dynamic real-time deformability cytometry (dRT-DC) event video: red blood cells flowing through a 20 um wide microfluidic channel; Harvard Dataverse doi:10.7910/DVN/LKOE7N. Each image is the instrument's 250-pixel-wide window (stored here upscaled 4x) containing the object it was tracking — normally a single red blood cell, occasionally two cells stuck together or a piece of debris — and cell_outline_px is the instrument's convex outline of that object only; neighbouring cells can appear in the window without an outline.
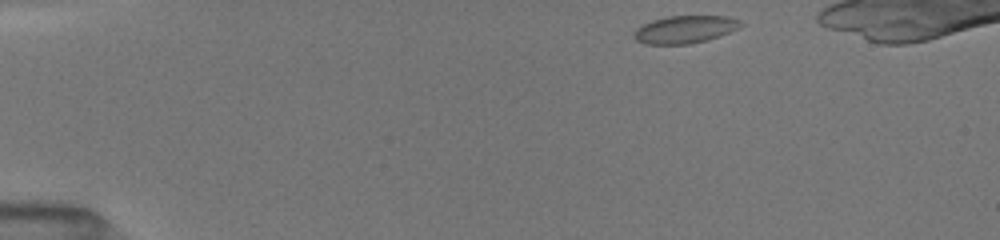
{"species": "common noctule bat (a hibernating species)", "species_latin": "Nyctalus noctula", "temperature_condition": "room temperature", "stored_images_in_passage": 43, "camera_frame_rate_fps": 3000, "um_per_image_px": 0.085, "animal": {"sex": "female", "body_mass_g": 19.5, "forearm_length_mm": 54.1}, "frame": {"image": 1, "passage_image": 1, "time_ms": 0.0, "image_size_px": [1000, 240], "cell_outline_px": [[744, 24], [720, 36], [708, 40], [688, 44], [644, 44], [636, 40], [632, 36], [636, 28], [652, 20], [668, 16], [728, 16], [740, 20]], "centroid_in_image_um": [58.2, 2.5], "position_along_channel_um": 26.8, "area_um2": 17.17}}
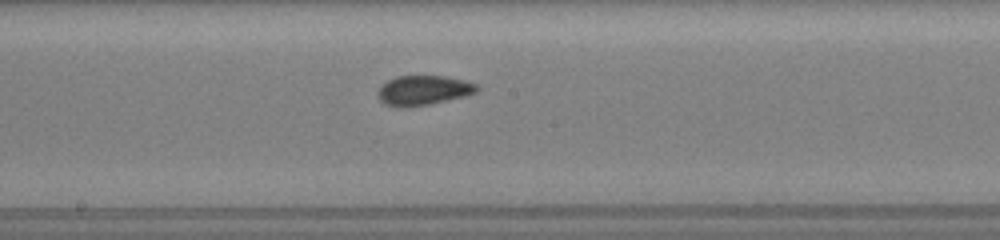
{"frame": {"image": 2, "passage_image": 23, "time_ms": 6.667, "image_size_px": [1000, 240], "cell_outline_px": [[480, 88], [476, 92], [464, 96], [428, 104], [396, 108], [384, 104], [376, 96], [376, 92], [380, 84], [396, 76], [444, 76], [464, 80], [476, 84]], "centroid_in_image_um": [35.91, 7.67], "position_along_channel_um": 212.3, "area_um2": 17.22}}
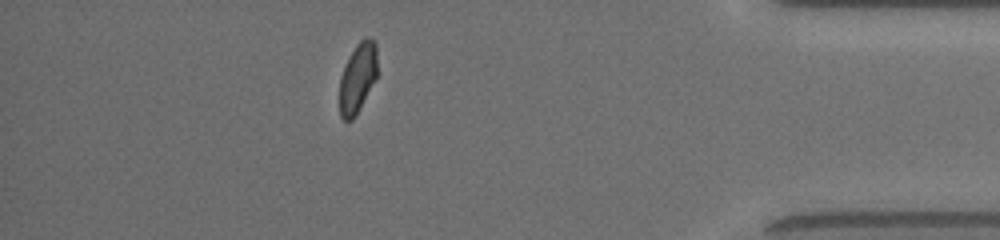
{"frame": {"image": 3, "passage_image": 42, "time_ms": 12.333, "image_size_px": [1000, 240], "cell_outline_px": [[376, 76], [352, 120], [344, 120], [340, 116], [340, 76], [348, 56], [356, 44], [364, 36], [368, 36], [376, 44]], "centroid_in_image_um": [30.37, 6.55], "position_along_channel_um": 404.8, "area_um2": 14.97}}